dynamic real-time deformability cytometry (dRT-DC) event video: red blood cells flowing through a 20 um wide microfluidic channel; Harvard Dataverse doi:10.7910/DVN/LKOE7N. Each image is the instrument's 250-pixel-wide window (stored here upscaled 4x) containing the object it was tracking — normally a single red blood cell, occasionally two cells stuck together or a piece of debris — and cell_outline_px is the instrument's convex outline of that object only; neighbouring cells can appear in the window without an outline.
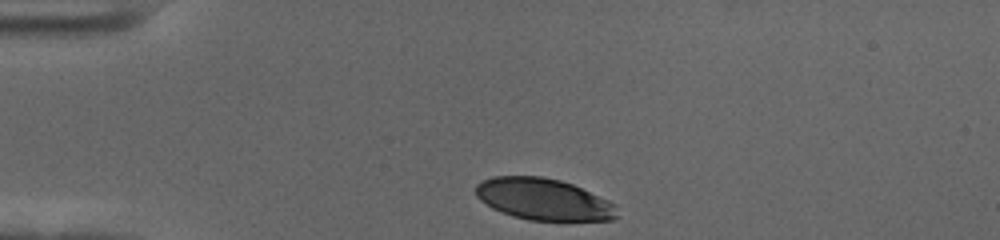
{"species": "human", "species_latin": "Homo sapiens", "temperature_condition": "cold", "stored_images_in_passage": 35, "camera_frame_rate_fps": 3000, "um_per_image_px": 0.085, "donor": {"sex": "female"}, "frame": {"image": 1, "passage_image": 1, "time_ms": 0.0, "image_size_px": [1000, 240], "cell_outline_px": [[616, 220], [528, 220], [512, 216], [492, 208], [480, 200], [476, 196], [476, 184], [492, 176], [540, 176], [560, 180], [572, 184], [608, 200], [616, 204]], "centroid_in_image_um": [46.18, 16.94], "position_along_channel_um": 38.8, "area_um2": 34.16}}
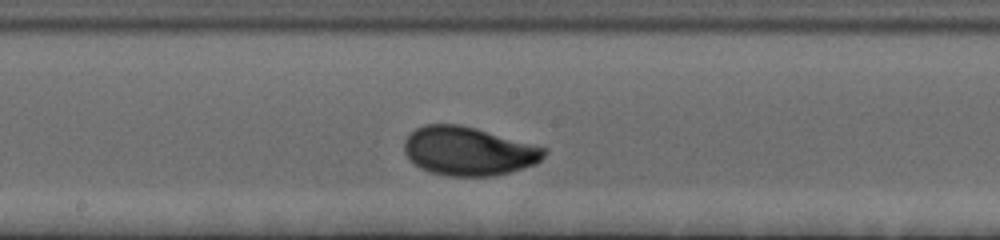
{"frame": {"image": 2, "passage_image": 19, "time_ms": 6.0, "image_size_px": [1000, 240], "cell_outline_px": [[548, 152], [536, 164], [508, 172], [492, 176], [448, 176], [428, 172], [420, 168], [404, 152], [404, 140], [416, 128], [424, 124], [460, 124], [476, 128], [548, 148]], "centroid_in_image_um": [39.83, 12.84], "position_along_channel_um": 208.4, "area_um2": 39.71}}
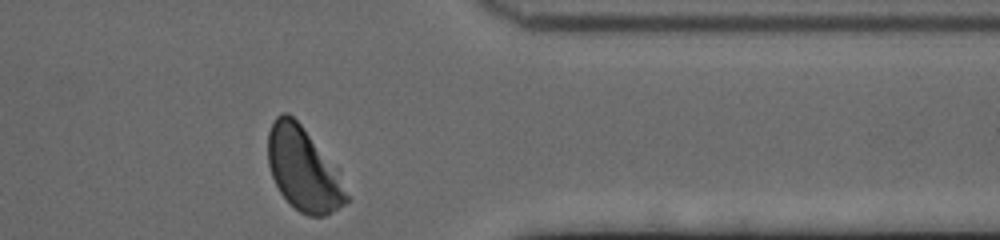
{"frame": {"image": 3, "passage_image": 35, "time_ms": 11.333, "image_size_px": [1000, 240], "cell_outline_px": [[352, 200], [332, 212], [324, 216], [308, 216], [300, 212], [280, 192], [272, 176], [268, 164], [268, 132], [276, 116], [284, 112], [288, 112], [300, 124], [340, 172]], "centroid_in_image_um": [25.83, 14.41], "position_along_channel_um": 385.6, "area_um2": 38.09}, "authors_computed_cell_mechanics": {"area_um2": 38.6682, "velocity_mm_per_s": 3.5007, "shape_relaxation_time_tau1_ms": 3.6237, "shape_relaxation_time_tau2_ms": null, "deformation_change_tau1": 0.1534, "deformation_change_tau2": null}}